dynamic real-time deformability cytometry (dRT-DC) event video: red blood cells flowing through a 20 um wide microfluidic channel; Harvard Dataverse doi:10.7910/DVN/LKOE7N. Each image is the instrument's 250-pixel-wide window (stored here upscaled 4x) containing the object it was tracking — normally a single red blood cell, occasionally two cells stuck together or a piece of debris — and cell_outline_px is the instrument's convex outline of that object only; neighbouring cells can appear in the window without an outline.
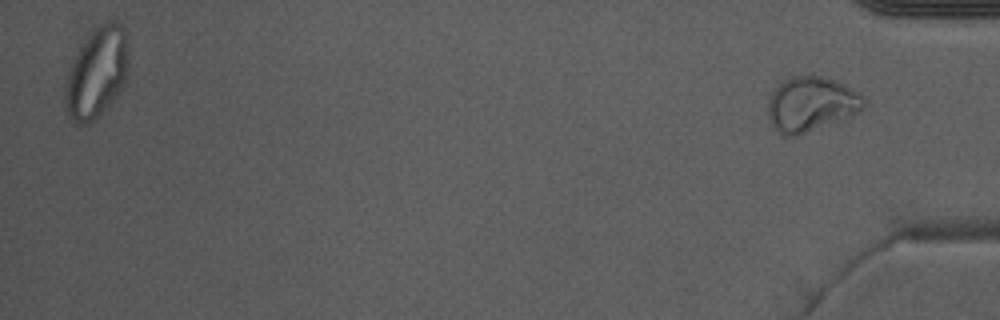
{"species": "Egyptian fruit bat (a non-hibernating species)", "species_latin": "Rousettus aegyptiacus", "temperature_condition": "warm", "stored_images_in_passage": 42, "segment_of_instrument_passage": [2, 2], "camera_frame_rate_fps": 3000, "um_per_image_px": 0.085, "animal": {"sex": "male"}, "frame": {"image": 1, "passage_image": 42, "time_ms": 13.667, "image_size_px": [1000, 320], "cell_outline_px": [[864, 108], [860, 112], [848, 120], [796, 136], [784, 136], [768, 120], [768, 96], [784, 80], [792, 76], [824, 76], [836, 80], [860, 92], [864, 96]], "centroid_in_image_um": [69.0, 8.87], "position_along_channel_um": 366.2, "area_um2": 31.27}}